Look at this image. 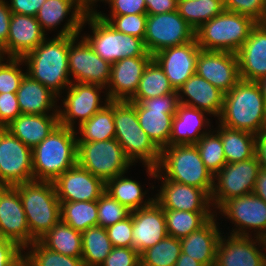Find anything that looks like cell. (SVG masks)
<instances>
[{
	"mask_svg": "<svg viewBox=\"0 0 266 266\" xmlns=\"http://www.w3.org/2000/svg\"><path fill=\"white\" fill-rule=\"evenodd\" d=\"M147 15L177 11L178 0H145Z\"/></svg>",
	"mask_w": 266,
	"mask_h": 266,
	"instance_id": "obj_56",
	"label": "cell"
},
{
	"mask_svg": "<svg viewBox=\"0 0 266 266\" xmlns=\"http://www.w3.org/2000/svg\"><path fill=\"white\" fill-rule=\"evenodd\" d=\"M61 221L79 232L97 226V200L79 202H60Z\"/></svg>",
	"mask_w": 266,
	"mask_h": 266,
	"instance_id": "obj_41",
	"label": "cell"
},
{
	"mask_svg": "<svg viewBox=\"0 0 266 266\" xmlns=\"http://www.w3.org/2000/svg\"><path fill=\"white\" fill-rule=\"evenodd\" d=\"M82 260L85 266H100L113 249L106 228L94 226L82 232Z\"/></svg>",
	"mask_w": 266,
	"mask_h": 266,
	"instance_id": "obj_38",
	"label": "cell"
},
{
	"mask_svg": "<svg viewBox=\"0 0 266 266\" xmlns=\"http://www.w3.org/2000/svg\"><path fill=\"white\" fill-rule=\"evenodd\" d=\"M25 252L16 242L0 238V266H11Z\"/></svg>",
	"mask_w": 266,
	"mask_h": 266,
	"instance_id": "obj_53",
	"label": "cell"
},
{
	"mask_svg": "<svg viewBox=\"0 0 266 266\" xmlns=\"http://www.w3.org/2000/svg\"><path fill=\"white\" fill-rule=\"evenodd\" d=\"M215 213L216 210L215 212H190L164 209L168 236L185 238L202 227Z\"/></svg>",
	"mask_w": 266,
	"mask_h": 266,
	"instance_id": "obj_39",
	"label": "cell"
},
{
	"mask_svg": "<svg viewBox=\"0 0 266 266\" xmlns=\"http://www.w3.org/2000/svg\"><path fill=\"white\" fill-rule=\"evenodd\" d=\"M218 119L225 127L257 135L266 126V103L259 83L240 80L224 94Z\"/></svg>",
	"mask_w": 266,
	"mask_h": 266,
	"instance_id": "obj_1",
	"label": "cell"
},
{
	"mask_svg": "<svg viewBox=\"0 0 266 266\" xmlns=\"http://www.w3.org/2000/svg\"><path fill=\"white\" fill-rule=\"evenodd\" d=\"M207 112L179 103L173 118L169 145L196 144L210 127ZM205 129H204V128ZM205 130V131H204Z\"/></svg>",
	"mask_w": 266,
	"mask_h": 266,
	"instance_id": "obj_30",
	"label": "cell"
},
{
	"mask_svg": "<svg viewBox=\"0 0 266 266\" xmlns=\"http://www.w3.org/2000/svg\"><path fill=\"white\" fill-rule=\"evenodd\" d=\"M132 212L124 220L118 223L108 226L106 228L107 235L113 245V247H125L132 248Z\"/></svg>",
	"mask_w": 266,
	"mask_h": 266,
	"instance_id": "obj_49",
	"label": "cell"
},
{
	"mask_svg": "<svg viewBox=\"0 0 266 266\" xmlns=\"http://www.w3.org/2000/svg\"><path fill=\"white\" fill-rule=\"evenodd\" d=\"M29 249L25 256L32 266H85L82 257H70L44 247L39 241H34L24 250Z\"/></svg>",
	"mask_w": 266,
	"mask_h": 266,
	"instance_id": "obj_44",
	"label": "cell"
},
{
	"mask_svg": "<svg viewBox=\"0 0 266 266\" xmlns=\"http://www.w3.org/2000/svg\"><path fill=\"white\" fill-rule=\"evenodd\" d=\"M98 222L97 226L107 228L127 218L131 211L119 201L104 192L97 200Z\"/></svg>",
	"mask_w": 266,
	"mask_h": 266,
	"instance_id": "obj_46",
	"label": "cell"
},
{
	"mask_svg": "<svg viewBox=\"0 0 266 266\" xmlns=\"http://www.w3.org/2000/svg\"><path fill=\"white\" fill-rule=\"evenodd\" d=\"M0 238L12 240L23 249L31 245L26 215L15 186H0Z\"/></svg>",
	"mask_w": 266,
	"mask_h": 266,
	"instance_id": "obj_20",
	"label": "cell"
},
{
	"mask_svg": "<svg viewBox=\"0 0 266 266\" xmlns=\"http://www.w3.org/2000/svg\"><path fill=\"white\" fill-rule=\"evenodd\" d=\"M226 163H235L252 158L256 153V135L238 129H232L218 124Z\"/></svg>",
	"mask_w": 266,
	"mask_h": 266,
	"instance_id": "obj_33",
	"label": "cell"
},
{
	"mask_svg": "<svg viewBox=\"0 0 266 266\" xmlns=\"http://www.w3.org/2000/svg\"><path fill=\"white\" fill-rule=\"evenodd\" d=\"M77 164L104 182L126 173L132 162L115 138L104 141H77Z\"/></svg>",
	"mask_w": 266,
	"mask_h": 266,
	"instance_id": "obj_9",
	"label": "cell"
},
{
	"mask_svg": "<svg viewBox=\"0 0 266 266\" xmlns=\"http://www.w3.org/2000/svg\"><path fill=\"white\" fill-rule=\"evenodd\" d=\"M256 150L262 167L266 169V126L256 135Z\"/></svg>",
	"mask_w": 266,
	"mask_h": 266,
	"instance_id": "obj_57",
	"label": "cell"
},
{
	"mask_svg": "<svg viewBox=\"0 0 266 266\" xmlns=\"http://www.w3.org/2000/svg\"><path fill=\"white\" fill-rule=\"evenodd\" d=\"M124 175L125 173L107 180L105 192L131 212L149 206L154 198L144 199L145 195L148 194L147 191L143 192L141 185L136 180L125 178Z\"/></svg>",
	"mask_w": 266,
	"mask_h": 266,
	"instance_id": "obj_34",
	"label": "cell"
},
{
	"mask_svg": "<svg viewBox=\"0 0 266 266\" xmlns=\"http://www.w3.org/2000/svg\"><path fill=\"white\" fill-rule=\"evenodd\" d=\"M253 193L266 202V169L259 170Z\"/></svg>",
	"mask_w": 266,
	"mask_h": 266,
	"instance_id": "obj_58",
	"label": "cell"
},
{
	"mask_svg": "<svg viewBox=\"0 0 266 266\" xmlns=\"http://www.w3.org/2000/svg\"><path fill=\"white\" fill-rule=\"evenodd\" d=\"M34 181L32 149L6 128H0V186Z\"/></svg>",
	"mask_w": 266,
	"mask_h": 266,
	"instance_id": "obj_14",
	"label": "cell"
},
{
	"mask_svg": "<svg viewBox=\"0 0 266 266\" xmlns=\"http://www.w3.org/2000/svg\"><path fill=\"white\" fill-rule=\"evenodd\" d=\"M261 168L262 162L257 153L247 160L227 163L214 176L211 208L214 206L217 210L232 198L253 193L255 182Z\"/></svg>",
	"mask_w": 266,
	"mask_h": 266,
	"instance_id": "obj_10",
	"label": "cell"
},
{
	"mask_svg": "<svg viewBox=\"0 0 266 266\" xmlns=\"http://www.w3.org/2000/svg\"><path fill=\"white\" fill-rule=\"evenodd\" d=\"M226 11L252 17L256 22H266V0H223Z\"/></svg>",
	"mask_w": 266,
	"mask_h": 266,
	"instance_id": "obj_48",
	"label": "cell"
},
{
	"mask_svg": "<svg viewBox=\"0 0 266 266\" xmlns=\"http://www.w3.org/2000/svg\"><path fill=\"white\" fill-rule=\"evenodd\" d=\"M102 89L105 88L99 85L72 82L67 88L66 98L61 100L64 109H58L59 124L74 129L76 119H79L78 125L89 120L110 101L106 98L104 105L101 104Z\"/></svg>",
	"mask_w": 266,
	"mask_h": 266,
	"instance_id": "obj_17",
	"label": "cell"
},
{
	"mask_svg": "<svg viewBox=\"0 0 266 266\" xmlns=\"http://www.w3.org/2000/svg\"><path fill=\"white\" fill-rule=\"evenodd\" d=\"M79 37V35L69 36L68 68L69 75L75 80L72 82L107 88L111 64L102 59L84 37L81 36V40L78 41Z\"/></svg>",
	"mask_w": 266,
	"mask_h": 266,
	"instance_id": "obj_13",
	"label": "cell"
},
{
	"mask_svg": "<svg viewBox=\"0 0 266 266\" xmlns=\"http://www.w3.org/2000/svg\"><path fill=\"white\" fill-rule=\"evenodd\" d=\"M196 74L224 94L241 80L237 55L230 52L201 49L198 54Z\"/></svg>",
	"mask_w": 266,
	"mask_h": 266,
	"instance_id": "obj_21",
	"label": "cell"
},
{
	"mask_svg": "<svg viewBox=\"0 0 266 266\" xmlns=\"http://www.w3.org/2000/svg\"><path fill=\"white\" fill-rule=\"evenodd\" d=\"M225 10L223 0H178L179 15L196 31Z\"/></svg>",
	"mask_w": 266,
	"mask_h": 266,
	"instance_id": "obj_40",
	"label": "cell"
},
{
	"mask_svg": "<svg viewBox=\"0 0 266 266\" xmlns=\"http://www.w3.org/2000/svg\"><path fill=\"white\" fill-rule=\"evenodd\" d=\"M46 0H9L8 5L12 13L36 16L38 10Z\"/></svg>",
	"mask_w": 266,
	"mask_h": 266,
	"instance_id": "obj_54",
	"label": "cell"
},
{
	"mask_svg": "<svg viewBox=\"0 0 266 266\" xmlns=\"http://www.w3.org/2000/svg\"><path fill=\"white\" fill-rule=\"evenodd\" d=\"M0 0V51L6 46L12 12L8 1Z\"/></svg>",
	"mask_w": 266,
	"mask_h": 266,
	"instance_id": "obj_55",
	"label": "cell"
},
{
	"mask_svg": "<svg viewBox=\"0 0 266 266\" xmlns=\"http://www.w3.org/2000/svg\"><path fill=\"white\" fill-rule=\"evenodd\" d=\"M132 248L141 254L168 236L164 209L154 200L132 211Z\"/></svg>",
	"mask_w": 266,
	"mask_h": 266,
	"instance_id": "obj_25",
	"label": "cell"
},
{
	"mask_svg": "<svg viewBox=\"0 0 266 266\" xmlns=\"http://www.w3.org/2000/svg\"><path fill=\"white\" fill-rule=\"evenodd\" d=\"M152 59L153 56L129 57L111 64L105 97L110 101H129L135 95L142 74Z\"/></svg>",
	"mask_w": 266,
	"mask_h": 266,
	"instance_id": "obj_24",
	"label": "cell"
},
{
	"mask_svg": "<svg viewBox=\"0 0 266 266\" xmlns=\"http://www.w3.org/2000/svg\"><path fill=\"white\" fill-rule=\"evenodd\" d=\"M241 80L258 82L266 77V22H258L236 53Z\"/></svg>",
	"mask_w": 266,
	"mask_h": 266,
	"instance_id": "obj_27",
	"label": "cell"
},
{
	"mask_svg": "<svg viewBox=\"0 0 266 266\" xmlns=\"http://www.w3.org/2000/svg\"><path fill=\"white\" fill-rule=\"evenodd\" d=\"M206 168L215 176L227 163L220 135L216 131L204 134L196 143Z\"/></svg>",
	"mask_w": 266,
	"mask_h": 266,
	"instance_id": "obj_43",
	"label": "cell"
},
{
	"mask_svg": "<svg viewBox=\"0 0 266 266\" xmlns=\"http://www.w3.org/2000/svg\"><path fill=\"white\" fill-rule=\"evenodd\" d=\"M195 39V30L179 15L178 11L147 15L144 45L154 55L158 51L185 44Z\"/></svg>",
	"mask_w": 266,
	"mask_h": 266,
	"instance_id": "obj_12",
	"label": "cell"
},
{
	"mask_svg": "<svg viewBox=\"0 0 266 266\" xmlns=\"http://www.w3.org/2000/svg\"><path fill=\"white\" fill-rule=\"evenodd\" d=\"M11 266H32L30 260L23 254L18 260H16Z\"/></svg>",
	"mask_w": 266,
	"mask_h": 266,
	"instance_id": "obj_60",
	"label": "cell"
},
{
	"mask_svg": "<svg viewBox=\"0 0 266 266\" xmlns=\"http://www.w3.org/2000/svg\"><path fill=\"white\" fill-rule=\"evenodd\" d=\"M174 266H204L197 260L181 252Z\"/></svg>",
	"mask_w": 266,
	"mask_h": 266,
	"instance_id": "obj_59",
	"label": "cell"
},
{
	"mask_svg": "<svg viewBox=\"0 0 266 266\" xmlns=\"http://www.w3.org/2000/svg\"><path fill=\"white\" fill-rule=\"evenodd\" d=\"M20 114L16 93H0V128H5Z\"/></svg>",
	"mask_w": 266,
	"mask_h": 266,
	"instance_id": "obj_52",
	"label": "cell"
},
{
	"mask_svg": "<svg viewBox=\"0 0 266 266\" xmlns=\"http://www.w3.org/2000/svg\"><path fill=\"white\" fill-rule=\"evenodd\" d=\"M87 23L93 35H83L94 51L110 64L123 58L153 56L145 48L141 38L117 31L103 20L91 7L84 16L82 26Z\"/></svg>",
	"mask_w": 266,
	"mask_h": 266,
	"instance_id": "obj_8",
	"label": "cell"
},
{
	"mask_svg": "<svg viewBox=\"0 0 266 266\" xmlns=\"http://www.w3.org/2000/svg\"><path fill=\"white\" fill-rule=\"evenodd\" d=\"M90 8L91 0H46L35 17L45 33L47 30L57 28L56 26L71 13L57 36L80 35L84 16Z\"/></svg>",
	"mask_w": 266,
	"mask_h": 266,
	"instance_id": "obj_18",
	"label": "cell"
},
{
	"mask_svg": "<svg viewBox=\"0 0 266 266\" xmlns=\"http://www.w3.org/2000/svg\"><path fill=\"white\" fill-rule=\"evenodd\" d=\"M69 36L45 38L22 59L27 74L60 97L72 83L68 68ZM61 93V94H60Z\"/></svg>",
	"mask_w": 266,
	"mask_h": 266,
	"instance_id": "obj_2",
	"label": "cell"
},
{
	"mask_svg": "<svg viewBox=\"0 0 266 266\" xmlns=\"http://www.w3.org/2000/svg\"><path fill=\"white\" fill-rule=\"evenodd\" d=\"M200 50L195 38L182 45L164 48L153 55L175 91L196 73Z\"/></svg>",
	"mask_w": 266,
	"mask_h": 266,
	"instance_id": "obj_22",
	"label": "cell"
},
{
	"mask_svg": "<svg viewBox=\"0 0 266 266\" xmlns=\"http://www.w3.org/2000/svg\"><path fill=\"white\" fill-rule=\"evenodd\" d=\"M78 127L82 137H77V141L96 142L115 138L114 101H109Z\"/></svg>",
	"mask_w": 266,
	"mask_h": 266,
	"instance_id": "obj_36",
	"label": "cell"
},
{
	"mask_svg": "<svg viewBox=\"0 0 266 266\" xmlns=\"http://www.w3.org/2000/svg\"><path fill=\"white\" fill-rule=\"evenodd\" d=\"M47 249L70 257H82V234L61 220L41 239Z\"/></svg>",
	"mask_w": 266,
	"mask_h": 266,
	"instance_id": "obj_35",
	"label": "cell"
},
{
	"mask_svg": "<svg viewBox=\"0 0 266 266\" xmlns=\"http://www.w3.org/2000/svg\"><path fill=\"white\" fill-rule=\"evenodd\" d=\"M6 60V62H4ZM22 58H0V93H16L27 72H22Z\"/></svg>",
	"mask_w": 266,
	"mask_h": 266,
	"instance_id": "obj_47",
	"label": "cell"
},
{
	"mask_svg": "<svg viewBox=\"0 0 266 266\" xmlns=\"http://www.w3.org/2000/svg\"><path fill=\"white\" fill-rule=\"evenodd\" d=\"M100 266H140V254L133 248L113 247Z\"/></svg>",
	"mask_w": 266,
	"mask_h": 266,
	"instance_id": "obj_50",
	"label": "cell"
},
{
	"mask_svg": "<svg viewBox=\"0 0 266 266\" xmlns=\"http://www.w3.org/2000/svg\"><path fill=\"white\" fill-rule=\"evenodd\" d=\"M75 130V128L58 124L42 142L32 149L35 181L53 182L77 164V135L79 133Z\"/></svg>",
	"mask_w": 266,
	"mask_h": 266,
	"instance_id": "obj_3",
	"label": "cell"
},
{
	"mask_svg": "<svg viewBox=\"0 0 266 266\" xmlns=\"http://www.w3.org/2000/svg\"><path fill=\"white\" fill-rule=\"evenodd\" d=\"M99 0H91V7ZM111 7L109 15L147 14L145 0H100Z\"/></svg>",
	"mask_w": 266,
	"mask_h": 266,
	"instance_id": "obj_51",
	"label": "cell"
},
{
	"mask_svg": "<svg viewBox=\"0 0 266 266\" xmlns=\"http://www.w3.org/2000/svg\"><path fill=\"white\" fill-rule=\"evenodd\" d=\"M135 108L140 127L162 150L169 146L173 118L179 105L178 92L130 102Z\"/></svg>",
	"mask_w": 266,
	"mask_h": 266,
	"instance_id": "obj_11",
	"label": "cell"
},
{
	"mask_svg": "<svg viewBox=\"0 0 266 266\" xmlns=\"http://www.w3.org/2000/svg\"><path fill=\"white\" fill-rule=\"evenodd\" d=\"M260 87H261V90H262V93H263V97L265 99V103H266V77L262 78L261 80L258 81Z\"/></svg>",
	"mask_w": 266,
	"mask_h": 266,
	"instance_id": "obj_61",
	"label": "cell"
},
{
	"mask_svg": "<svg viewBox=\"0 0 266 266\" xmlns=\"http://www.w3.org/2000/svg\"><path fill=\"white\" fill-rule=\"evenodd\" d=\"M252 17L224 10L195 31L202 50L237 53L257 24Z\"/></svg>",
	"mask_w": 266,
	"mask_h": 266,
	"instance_id": "obj_7",
	"label": "cell"
},
{
	"mask_svg": "<svg viewBox=\"0 0 266 266\" xmlns=\"http://www.w3.org/2000/svg\"><path fill=\"white\" fill-rule=\"evenodd\" d=\"M157 171L166 180L194 186L212 194L214 176L202 161L196 144L164 147Z\"/></svg>",
	"mask_w": 266,
	"mask_h": 266,
	"instance_id": "obj_5",
	"label": "cell"
},
{
	"mask_svg": "<svg viewBox=\"0 0 266 266\" xmlns=\"http://www.w3.org/2000/svg\"><path fill=\"white\" fill-rule=\"evenodd\" d=\"M252 238L230 234L226 239V236L224 238L221 235L217 245L215 266H263L266 262V239Z\"/></svg>",
	"mask_w": 266,
	"mask_h": 266,
	"instance_id": "obj_19",
	"label": "cell"
},
{
	"mask_svg": "<svg viewBox=\"0 0 266 266\" xmlns=\"http://www.w3.org/2000/svg\"><path fill=\"white\" fill-rule=\"evenodd\" d=\"M180 254V239L167 236L140 254V266H174Z\"/></svg>",
	"mask_w": 266,
	"mask_h": 266,
	"instance_id": "obj_42",
	"label": "cell"
},
{
	"mask_svg": "<svg viewBox=\"0 0 266 266\" xmlns=\"http://www.w3.org/2000/svg\"><path fill=\"white\" fill-rule=\"evenodd\" d=\"M16 95L21 114H58L59 97L28 74L22 79Z\"/></svg>",
	"mask_w": 266,
	"mask_h": 266,
	"instance_id": "obj_32",
	"label": "cell"
},
{
	"mask_svg": "<svg viewBox=\"0 0 266 266\" xmlns=\"http://www.w3.org/2000/svg\"><path fill=\"white\" fill-rule=\"evenodd\" d=\"M46 35L35 16L12 13L7 44L0 51V55L23 58L43 42Z\"/></svg>",
	"mask_w": 266,
	"mask_h": 266,
	"instance_id": "obj_26",
	"label": "cell"
},
{
	"mask_svg": "<svg viewBox=\"0 0 266 266\" xmlns=\"http://www.w3.org/2000/svg\"><path fill=\"white\" fill-rule=\"evenodd\" d=\"M60 202L98 200L105 192V182L76 164L53 181Z\"/></svg>",
	"mask_w": 266,
	"mask_h": 266,
	"instance_id": "obj_23",
	"label": "cell"
},
{
	"mask_svg": "<svg viewBox=\"0 0 266 266\" xmlns=\"http://www.w3.org/2000/svg\"><path fill=\"white\" fill-rule=\"evenodd\" d=\"M59 124L58 114H20L5 128L29 148L42 142Z\"/></svg>",
	"mask_w": 266,
	"mask_h": 266,
	"instance_id": "obj_31",
	"label": "cell"
},
{
	"mask_svg": "<svg viewBox=\"0 0 266 266\" xmlns=\"http://www.w3.org/2000/svg\"><path fill=\"white\" fill-rule=\"evenodd\" d=\"M177 92L179 103L203 110L214 117L220 116L224 93L196 73Z\"/></svg>",
	"mask_w": 266,
	"mask_h": 266,
	"instance_id": "obj_28",
	"label": "cell"
},
{
	"mask_svg": "<svg viewBox=\"0 0 266 266\" xmlns=\"http://www.w3.org/2000/svg\"><path fill=\"white\" fill-rule=\"evenodd\" d=\"M218 210L235 225L230 234L252 236L249 232L253 229L256 231L253 236L266 239V202L254 193L232 198Z\"/></svg>",
	"mask_w": 266,
	"mask_h": 266,
	"instance_id": "obj_16",
	"label": "cell"
},
{
	"mask_svg": "<svg viewBox=\"0 0 266 266\" xmlns=\"http://www.w3.org/2000/svg\"><path fill=\"white\" fill-rule=\"evenodd\" d=\"M149 177L162 180L160 190L154 200L163 208L190 212H214L211 195L194 186L166 180L157 168L145 166ZM213 210V211H212Z\"/></svg>",
	"mask_w": 266,
	"mask_h": 266,
	"instance_id": "obj_15",
	"label": "cell"
},
{
	"mask_svg": "<svg viewBox=\"0 0 266 266\" xmlns=\"http://www.w3.org/2000/svg\"><path fill=\"white\" fill-rule=\"evenodd\" d=\"M93 10L117 31L144 40L147 14L110 15L109 17L104 13L102 14L101 11Z\"/></svg>",
	"mask_w": 266,
	"mask_h": 266,
	"instance_id": "obj_45",
	"label": "cell"
},
{
	"mask_svg": "<svg viewBox=\"0 0 266 266\" xmlns=\"http://www.w3.org/2000/svg\"><path fill=\"white\" fill-rule=\"evenodd\" d=\"M216 217L217 214L198 230L180 239L181 252L204 266H215L217 245L222 234Z\"/></svg>",
	"mask_w": 266,
	"mask_h": 266,
	"instance_id": "obj_29",
	"label": "cell"
},
{
	"mask_svg": "<svg viewBox=\"0 0 266 266\" xmlns=\"http://www.w3.org/2000/svg\"><path fill=\"white\" fill-rule=\"evenodd\" d=\"M175 92L169 79L158 63L152 59L139 81L138 89L129 102L140 103L143 99L159 97Z\"/></svg>",
	"mask_w": 266,
	"mask_h": 266,
	"instance_id": "obj_37",
	"label": "cell"
},
{
	"mask_svg": "<svg viewBox=\"0 0 266 266\" xmlns=\"http://www.w3.org/2000/svg\"><path fill=\"white\" fill-rule=\"evenodd\" d=\"M15 187L23 204L32 244L61 220V203L51 181L34 180Z\"/></svg>",
	"mask_w": 266,
	"mask_h": 266,
	"instance_id": "obj_4",
	"label": "cell"
},
{
	"mask_svg": "<svg viewBox=\"0 0 266 266\" xmlns=\"http://www.w3.org/2000/svg\"><path fill=\"white\" fill-rule=\"evenodd\" d=\"M115 139L132 162L157 168L161 150L140 127L136 108L129 101H114Z\"/></svg>",
	"mask_w": 266,
	"mask_h": 266,
	"instance_id": "obj_6",
	"label": "cell"
}]
</instances>
